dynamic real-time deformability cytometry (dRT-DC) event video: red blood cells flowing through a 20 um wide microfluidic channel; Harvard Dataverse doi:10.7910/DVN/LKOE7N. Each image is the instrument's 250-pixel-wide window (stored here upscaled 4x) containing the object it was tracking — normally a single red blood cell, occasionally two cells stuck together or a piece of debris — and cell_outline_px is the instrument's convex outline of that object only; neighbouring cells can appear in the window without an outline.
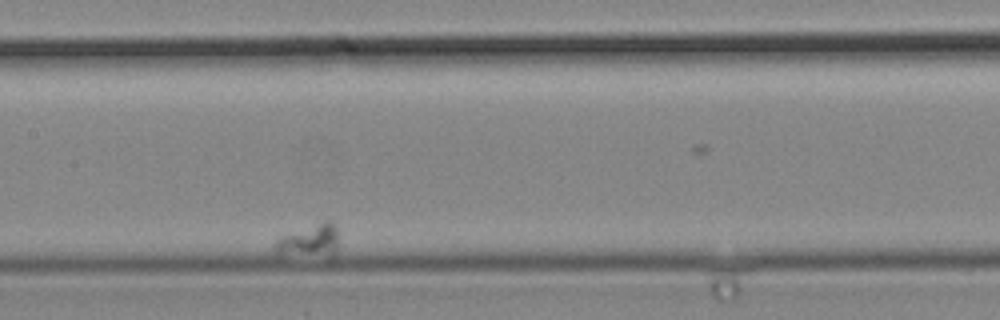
{"species": "common noctule bat (a hibernating species)", "species_latin": "Nyctalus noctula", "temperature_condition": "cold", "stored_images_in_passage": 6, "camera_frame_rate_fps": 3000, "um_per_image_px": 0.085, "animal": {"sex": "male", "body_mass_g": 19.2, "forearm_length_mm": 51.8}, "frame": {"image": 1, "passage_image": 6, "time_ms": 1.667, "image_size_px": [1000, 320], "cell_outline_px": [[340, 244], [332, 252], [276, 252], [276, 244], [284, 236], [324, 220], [332, 220], [336, 228]], "centroid_in_image_um": [26.45, 20.33], "position_along_channel_um": 180.9, "area_um2": 10.52}}